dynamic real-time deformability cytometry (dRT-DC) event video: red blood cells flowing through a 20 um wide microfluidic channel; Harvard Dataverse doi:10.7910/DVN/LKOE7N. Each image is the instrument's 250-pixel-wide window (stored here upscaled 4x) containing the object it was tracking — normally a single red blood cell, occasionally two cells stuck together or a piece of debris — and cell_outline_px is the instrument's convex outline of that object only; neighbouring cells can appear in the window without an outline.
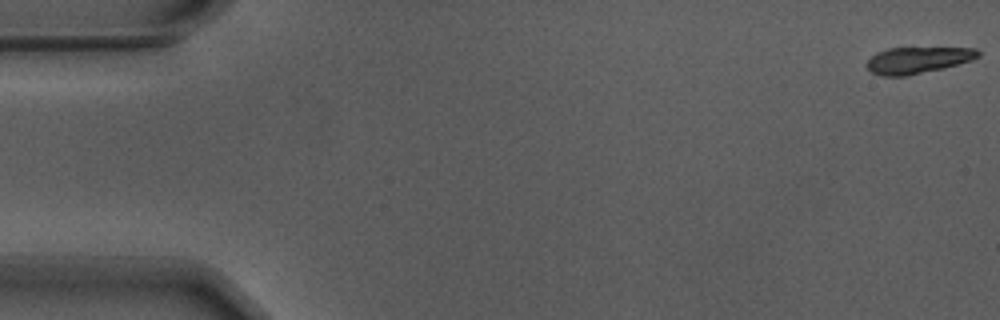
{"species": "Egyptian fruit bat (a non-hibernating species)", "species_latin": "Rousettus aegyptiacus", "temperature_condition": "warm", "stored_images_in_passage": 8, "camera_frame_rate_fps": 3000, "um_per_image_px": 0.085, "animal": {"sex": "male"}, "frame": {"image": 1, "passage_image": 1, "time_ms": 0.0, "image_size_px": [1000, 320], "cell_outline_px": [[980, 56], [972, 60], [944, 68], [904, 76], [880, 76], [872, 72], [864, 64], [876, 52], [888, 48], [976, 48], [980, 52]], "centroid_in_image_um": [77.99, 5.11], "position_along_channel_um": 7.0, "area_um2": 17.17}}